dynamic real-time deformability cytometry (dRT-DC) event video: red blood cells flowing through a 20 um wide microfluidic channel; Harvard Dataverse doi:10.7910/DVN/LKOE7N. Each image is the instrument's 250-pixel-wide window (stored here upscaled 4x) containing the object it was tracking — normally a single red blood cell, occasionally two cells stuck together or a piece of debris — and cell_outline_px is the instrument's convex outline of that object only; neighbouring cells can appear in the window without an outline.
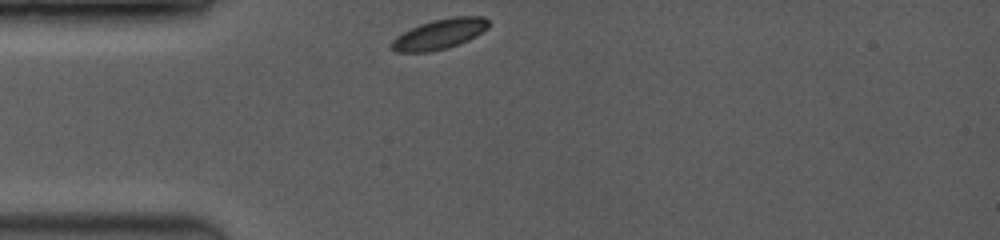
{"species": "common noctule bat (a hibernating species)", "species_latin": "Nyctalus noctula", "temperature_condition": "room temperature", "stored_images_in_passage": 37, "camera_frame_rate_fps": 3500, "um_per_image_px": 0.085, "animal": {"sex": "female", "body_mass_g": 19.0, "forearm_length_mm": 53.3}, "frame": {"image": 1, "passage_image": 1, "time_ms": 0.0, "image_size_px": [1000, 240], "cell_outline_px": [[488, 28], [476, 36], [468, 40], [448, 48], [428, 52], [396, 52], [392, 48], [392, 40], [396, 36], [420, 24], [432, 20], [452, 16], [484, 16], [488, 20]], "centroid_in_image_um": [37.38, 2.89], "position_along_channel_um": 47.6, "area_um2": 16.99}}
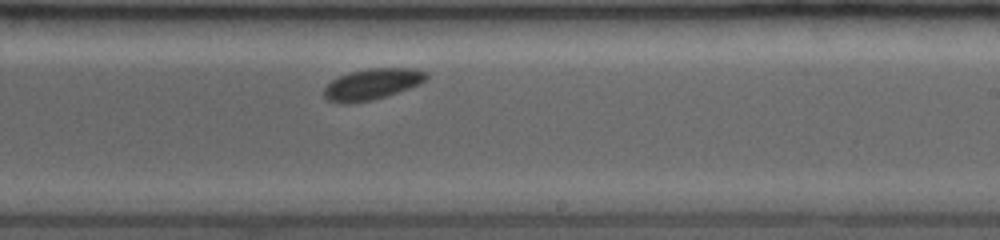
{"frame": {"image": 2, "passage_image": 22, "time_ms": 5.714, "image_size_px": [1000, 240], "cell_outline_px": [[428, 76], [420, 84], [372, 100], [348, 104], [340, 104], [328, 100], [324, 96], [324, 88], [332, 80], [340, 76], [352, 72], [368, 68], [416, 68], [428, 72]], "centroid_in_image_um": [31.63, 7.15], "position_along_channel_um": 257.4, "area_um2": 18.38}}
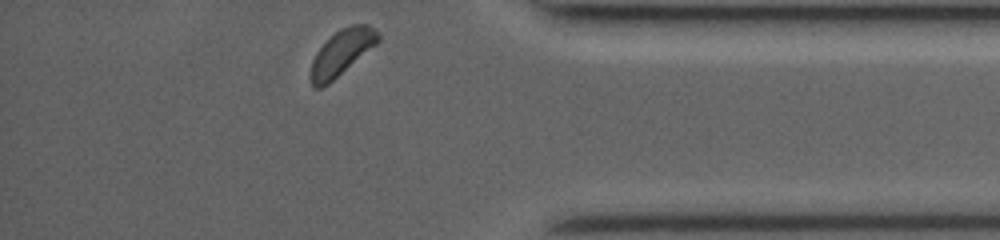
{"frame": {"image": 3, "passage_image": 37, "time_ms": 9.714, "image_size_px": [1000, 240], "cell_outline_px": [[380, 40], [376, 44], [328, 84], [320, 88], [312, 88], [308, 76], [312, 60], [316, 52], [340, 28], [352, 24], [368, 24], [380, 36]], "centroid_in_image_um": [28.99, 4.5], "position_along_channel_um": 406.2, "area_um2": 17.69}, "authors_computed_cell_mechanics": {"area_um2": 18.207, "velocity_mm_per_s": 3.9406, "shape_relaxation_time_tau1_ms": null, "shape_relaxation_time_tau2_ms": 2.2906, "deformation_change_tau1": null, "deformation_change_tau2": 0.0402}}